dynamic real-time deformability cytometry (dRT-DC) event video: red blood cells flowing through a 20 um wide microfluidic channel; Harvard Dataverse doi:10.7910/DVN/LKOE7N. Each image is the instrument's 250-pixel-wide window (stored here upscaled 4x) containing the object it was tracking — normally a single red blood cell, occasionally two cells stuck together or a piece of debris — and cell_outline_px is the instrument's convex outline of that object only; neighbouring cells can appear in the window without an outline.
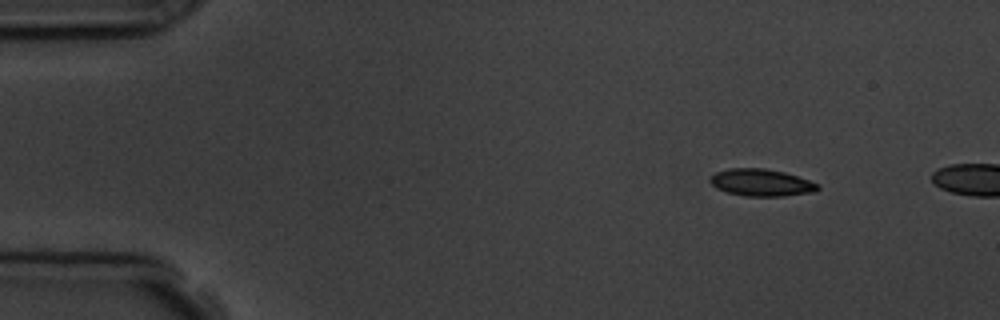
{"species": "common noctule bat (a hibernating species)", "species_latin": "Nyctalus noctula", "temperature_condition": "room temperature", "stored_images_in_passage": 2, "camera_frame_rate_fps": 3000, "um_per_image_px": 0.085, "animal": {"sex": "male", "body_mass_g": 19.5, "forearm_length_mm": 54.6}, "frame": {"image": 1, "passage_image": 1, "time_ms": 0.0, "image_size_px": [1000, 320], "cell_outline_px": [[820, 188], [816, 192], [784, 196], [744, 196], [728, 192], [716, 188], [708, 180], [716, 172], [728, 168], [764, 168], [784, 172], [820, 184]], "centroid_in_image_um": [64.73, 15.52], "position_along_channel_um": 20.3, "area_um2": 17.05}}